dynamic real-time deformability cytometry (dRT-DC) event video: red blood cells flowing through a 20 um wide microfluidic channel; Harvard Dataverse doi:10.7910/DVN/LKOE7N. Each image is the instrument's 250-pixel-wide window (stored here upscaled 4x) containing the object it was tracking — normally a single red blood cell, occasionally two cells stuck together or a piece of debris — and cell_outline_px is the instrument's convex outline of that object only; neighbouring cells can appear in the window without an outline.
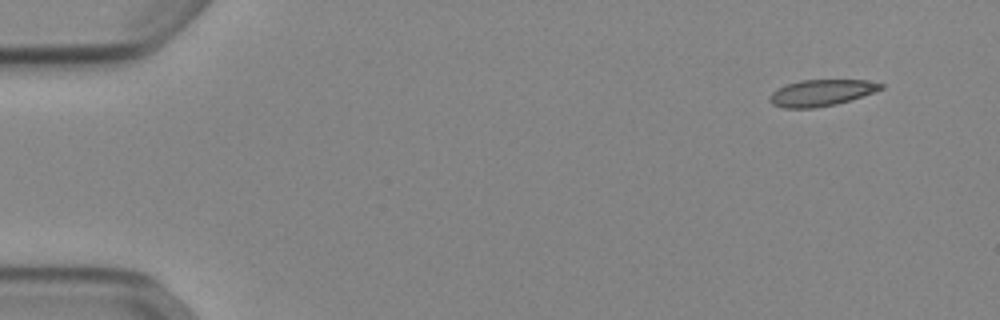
{"species": "Egyptian fruit bat (a non-hibernating species)", "species_latin": "Rousettus aegyptiacus", "temperature_condition": "cold", "stored_images_in_passage": 49, "camera_frame_rate_fps": 3000, "um_per_image_px": 0.085, "animal": {"sex": "female"}, "frame": {"image": 1, "passage_image": 1, "time_ms": 0.0, "image_size_px": [1000, 320], "cell_outline_px": [[884, 88], [852, 100], [836, 104], [816, 108], [784, 108], [772, 104], [768, 100], [768, 96], [776, 88], [800, 80], [868, 80], [884, 84]], "centroid_in_image_um": [69.8, 7.89], "position_along_channel_um": 15.2, "area_um2": 17.28}}
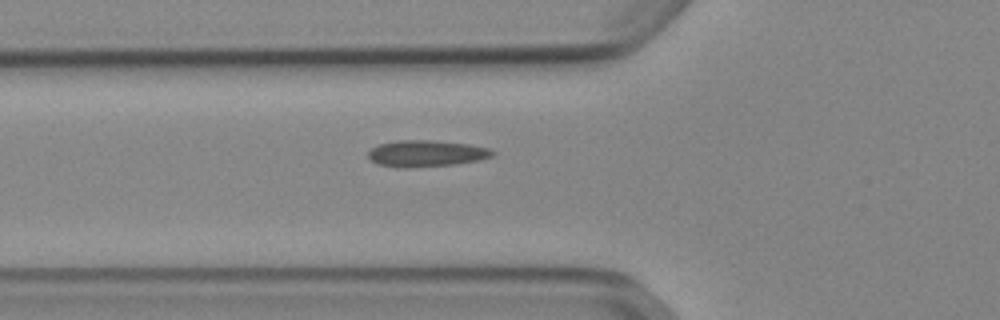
{"frame": {"image": 2, "passage_image": 16, "time_ms": 5.0, "image_size_px": [1000, 320], "cell_outline_px": [[496, 152], [492, 156], [476, 160], [456, 164], [408, 168], [400, 168], [380, 164], [372, 160], [368, 156], [368, 152], [376, 144], [396, 140], [432, 140], [468, 144], [488, 148]], "centroid_in_image_um": [36.2, 13.04], "position_along_channel_um": 89.6, "area_um2": 19.13}}
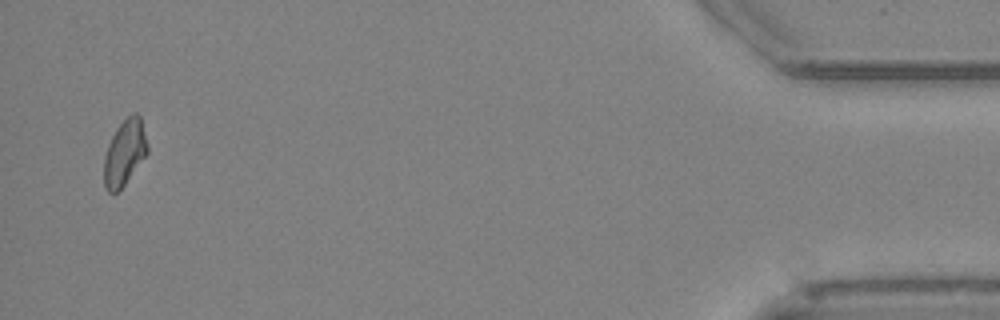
{"frame": {"image": 3, "passage_image": 48, "time_ms": 15.667, "image_size_px": [1000, 320], "cell_outline_px": [[148, 152], [124, 184], [116, 192], [108, 192], [104, 188], [104, 156], [108, 144], [116, 128], [132, 112], [136, 112], [140, 116], [148, 144]], "centroid_in_image_um": [10.58, 12.95], "position_along_channel_um": 424.6, "area_um2": 16.47}, "authors_computed_cell_mechanics": {"area_um2": 17.5712, "velocity_mm_per_s": 3.8788, "shape_relaxation_time_tau1_ms": null, "shape_relaxation_time_tau2_ms": 3.7474, "deformation_change_tau1": null, "deformation_change_tau2": 0.1112}}